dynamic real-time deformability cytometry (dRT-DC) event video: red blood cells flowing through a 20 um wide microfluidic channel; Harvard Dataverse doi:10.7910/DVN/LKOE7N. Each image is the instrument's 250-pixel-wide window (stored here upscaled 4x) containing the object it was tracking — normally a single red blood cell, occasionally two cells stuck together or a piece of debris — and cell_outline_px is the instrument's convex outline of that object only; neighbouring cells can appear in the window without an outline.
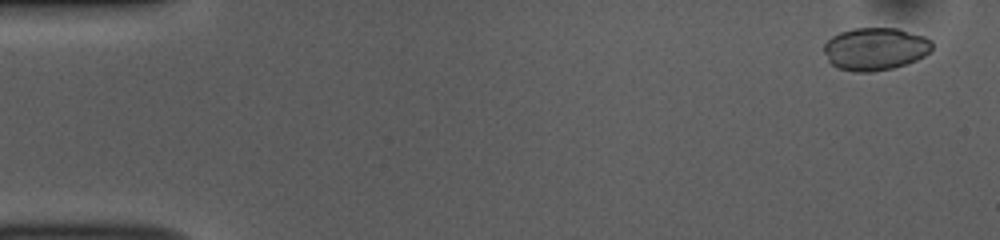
{"species": "common noctule bat (a hibernating species)", "species_latin": "Nyctalus noctula", "temperature_condition": "room temperature", "stored_images_in_passage": 52, "camera_frame_rate_fps": 3000, "um_per_image_px": 0.085, "animal": {"sex": "female", "body_mass_g": 10.0, "forearm_length_mm": 53.1}, "frame": {"image": 1, "passage_image": 3, "time_ms": 0.667, "image_size_px": [1000, 240], "cell_outline_px": [[932, 48], [924, 56], [916, 60], [892, 68], [872, 72], [856, 72], [836, 68], [828, 60], [824, 52], [824, 44], [832, 36], [840, 32], [852, 28], [900, 28], [924, 36], [932, 40]], "centroid_in_image_um": [74.39, 4.15], "position_along_channel_um": 10.6, "area_um2": 26.99}}
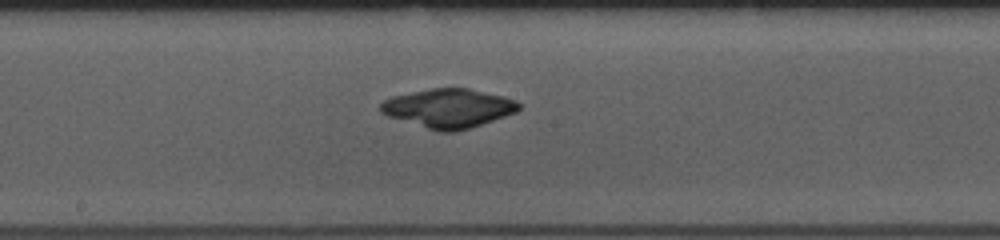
{"frame": {"image": 2, "passage_image": 28, "time_ms": 9.0, "image_size_px": [1000, 240], "cell_outline_px": [[520, 108], [516, 112], [456, 132], [436, 132], [388, 116], [380, 112], [380, 104], [384, 100], [392, 96], [432, 88], [468, 88], [504, 96], [516, 100], [520, 104]], "centroid_in_image_um": [38.1, 9.2], "position_along_channel_um": 210.1, "area_um2": 31.27}}
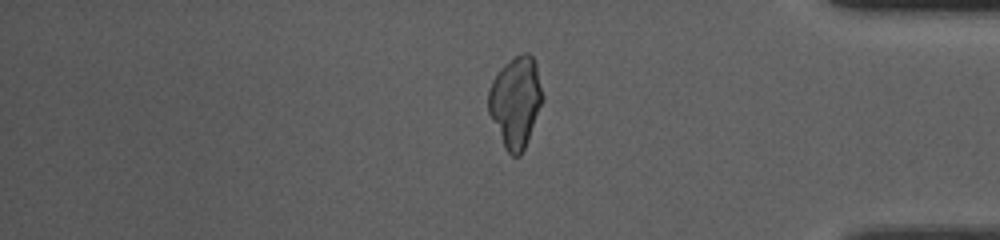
{"frame": {"image": 3, "passage_image": 44, "time_ms": 14.333, "image_size_px": [1000, 240], "cell_outline_px": [[544, 100], [524, 148], [520, 156], [512, 156], [508, 152], [488, 112], [488, 88], [492, 80], [500, 68], [504, 64], [516, 56], [524, 52], [528, 52], [536, 60], [544, 96]], "centroid_in_image_um": [43.85, 8.6], "position_along_channel_um": 391.4, "area_um2": 28.67}, "authors_computed_cell_mechanics": {"area_um2": 29.3335, "velocity_mm_per_s": 3.8368, "shape_relaxation_time_tau1_ms": 11.0763, "shape_relaxation_time_tau2_ms": null, "deformation_change_tau1": 0.249, "deformation_change_tau2": null}}